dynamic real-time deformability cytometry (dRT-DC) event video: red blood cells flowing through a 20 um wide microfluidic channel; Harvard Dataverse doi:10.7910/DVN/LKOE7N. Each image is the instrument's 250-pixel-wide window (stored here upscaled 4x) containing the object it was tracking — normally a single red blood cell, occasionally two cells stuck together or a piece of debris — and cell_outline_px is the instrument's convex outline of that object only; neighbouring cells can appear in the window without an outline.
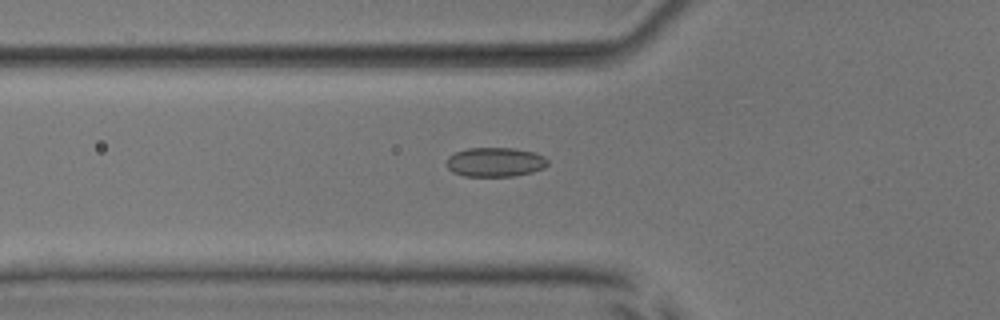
{"species": "common noctule bat (a hibernating species)", "species_latin": "Nyctalus noctula", "temperature_condition": "room temperature", "stored_images_in_passage": 35, "camera_frame_rate_fps": 3000, "um_per_image_px": 0.085, "animal": {"sex": "male", "body_mass_g": 17.9, "forearm_length_mm": 54.2}, "frame": {"image": 1, "passage_image": 8, "time_ms": 2.333, "image_size_px": [1000, 320], "cell_outline_px": [[548, 164], [544, 168], [532, 172], [512, 176], [464, 176], [452, 172], [448, 168], [448, 156], [456, 152], [468, 148], [512, 148], [536, 152], [544, 156], [548, 160]], "centroid_in_image_um": [42.12, 13.77], "position_along_channel_um": 83.7, "area_um2": 17.28}}
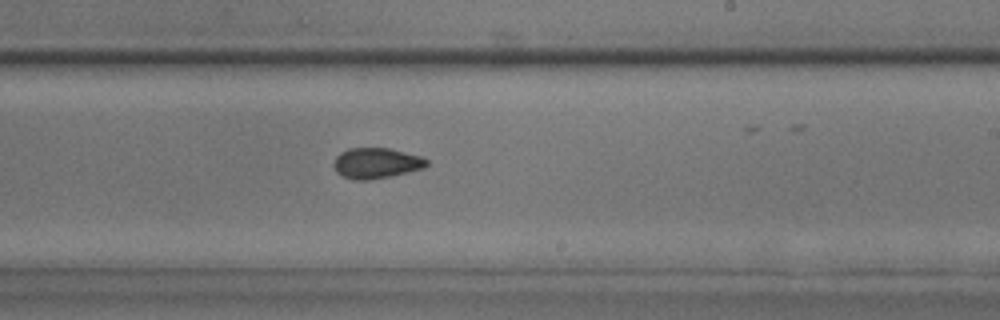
{"frame": {"image": 2, "passage_image": 21, "time_ms": 6.667, "image_size_px": [1000, 320], "cell_outline_px": [[428, 164], [424, 168], [392, 176], [368, 180], [352, 180], [336, 172], [332, 164], [336, 156], [340, 152], [348, 148], [388, 148], [420, 156], [428, 160]], "centroid_in_image_um": [31.95, 13.87], "position_along_channel_um": 257.0, "area_um2": 16.65}}
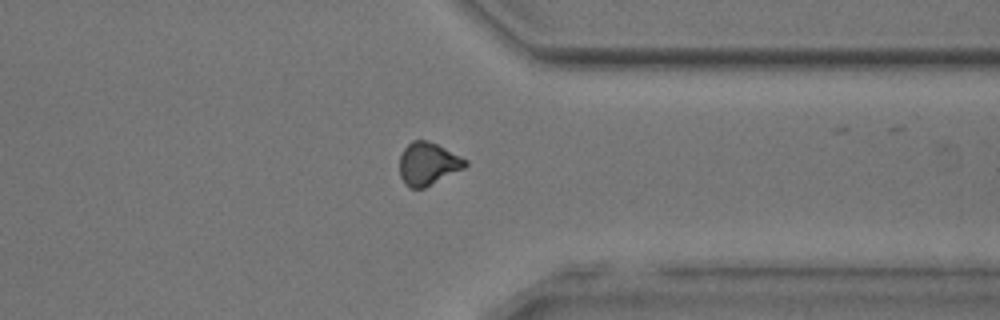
{"frame": {"image": 3, "passage_image": 30, "time_ms": 9.667, "image_size_px": [1000, 320], "cell_outline_px": [[468, 164], [464, 168], [424, 188], [408, 188], [404, 184], [400, 176], [400, 156], [404, 148], [412, 140], [424, 140], [436, 144], [468, 160]], "centroid_in_image_um": [36.36, 13.93], "position_along_channel_um": 375.0, "area_um2": 16.24}, "authors_computed_cell_mechanics": {"area_um2": 16.5886, "velocity_mm_per_s": 4.0068, "shape_relaxation_time_tau1_ms": null, "shape_relaxation_time_tau2_ms": 2.8275, "deformation_change_tau1": null, "deformation_change_tau2": 0.0686}}